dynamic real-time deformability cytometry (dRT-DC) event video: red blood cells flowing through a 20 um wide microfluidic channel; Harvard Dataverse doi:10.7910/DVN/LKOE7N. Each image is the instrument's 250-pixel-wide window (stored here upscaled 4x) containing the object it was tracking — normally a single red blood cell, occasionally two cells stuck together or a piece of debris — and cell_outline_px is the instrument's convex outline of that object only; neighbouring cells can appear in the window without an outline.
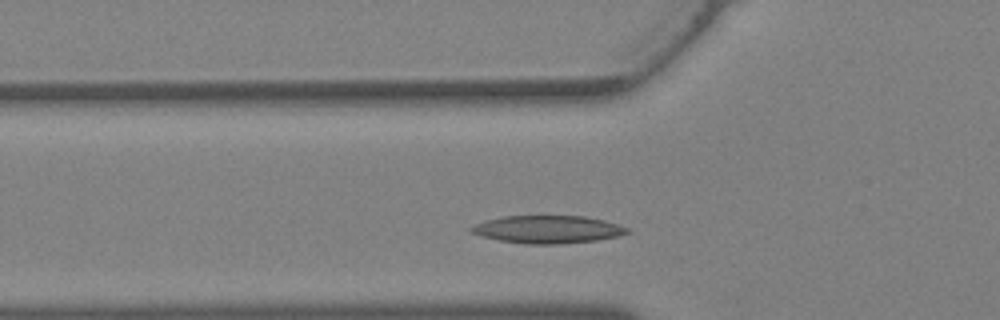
{"species": "Egyptian fruit bat (a non-hibernating species)", "species_latin": "Rousettus aegyptiacus", "temperature_condition": "warm", "stored_images_in_passage": 23, "camera_frame_rate_fps": 3000, "um_per_image_px": 0.085, "animal": {"sex": "female"}, "frame": {"image": 1, "passage_image": 5, "time_ms": 1.333, "image_size_px": [1000, 320], "cell_outline_px": [[632, 232], [620, 236], [596, 240], [560, 244], [524, 244], [496, 240], [480, 236], [472, 232], [468, 228], [484, 220], [500, 216], [584, 216], [604, 220], [628, 228]], "centroid_in_image_um": [46.53, 19.5], "position_along_channel_um": 79.3, "area_um2": 25.43}}
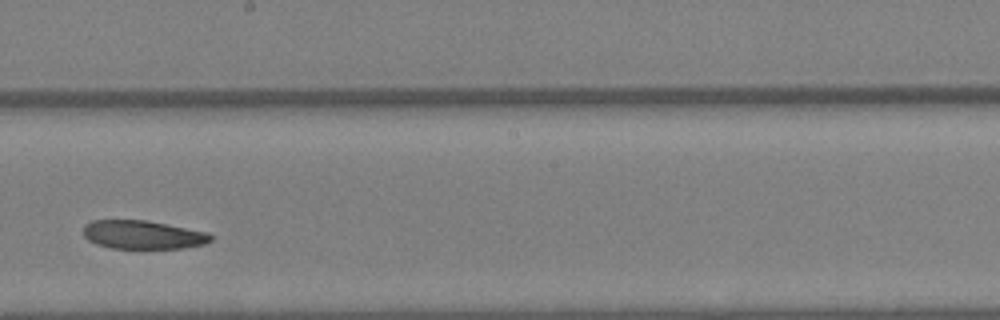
{"frame": {"image": 2, "passage_image": 14, "time_ms": 4.333, "image_size_px": [1000, 320], "cell_outline_px": [[212, 240], [204, 244], [184, 248], [112, 248], [96, 244], [88, 240], [84, 236], [84, 224], [92, 220], [144, 220], [208, 232], [212, 236]], "centroid_in_image_um": [12.13, 19.95], "position_along_channel_um": 236.1, "area_um2": 21.1}}
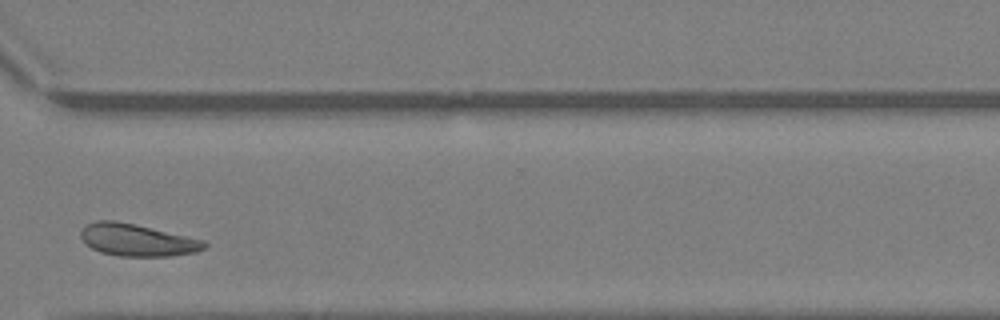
{"frame": {"image": 3, "passage_image": 21, "time_ms": 6.667, "image_size_px": [1000, 320], "cell_outline_px": [[208, 244], [204, 248], [196, 252], [168, 256], [120, 256], [100, 252], [92, 248], [80, 236], [80, 232], [88, 224], [96, 220], [116, 220], [204, 240]], "centroid_in_image_um": [11.66, 20.4], "position_along_channel_um": 358.9, "area_um2": 22.83}}